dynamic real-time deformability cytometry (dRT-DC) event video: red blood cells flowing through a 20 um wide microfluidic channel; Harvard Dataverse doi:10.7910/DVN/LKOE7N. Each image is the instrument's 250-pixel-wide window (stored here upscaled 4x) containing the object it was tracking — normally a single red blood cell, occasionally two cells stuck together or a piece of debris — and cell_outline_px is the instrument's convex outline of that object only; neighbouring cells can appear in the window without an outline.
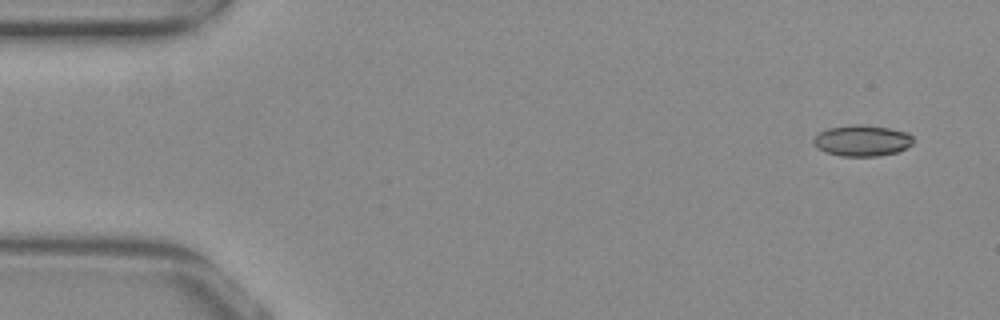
{"species": "common noctule bat (a hibernating species)", "species_latin": "Nyctalus noctula", "temperature_condition": "warm", "stored_images_in_passage": 12, "camera_frame_rate_fps": 3000, "um_per_image_px": 0.085, "animal": {"sex": "female", "body_mass_g": 29.2, "forearm_length_mm": 56.3}, "frame": {"image": 1, "passage_image": 1, "time_ms": 0.0, "image_size_px": [1000, 320], "cell_outline_px": [[912, 144], [896, 152], [880, 156], [844, 156], [828, 152], [820, 148], [812, 140], [820, 132], [828, 128], [852, 124], [864, 124], [888, 128], [908, 132], [912, 136]], "centroid_in_image_um": [73.31, 11.93], "position_along_channel_um": 11.7, "area_um2": 17.8}}